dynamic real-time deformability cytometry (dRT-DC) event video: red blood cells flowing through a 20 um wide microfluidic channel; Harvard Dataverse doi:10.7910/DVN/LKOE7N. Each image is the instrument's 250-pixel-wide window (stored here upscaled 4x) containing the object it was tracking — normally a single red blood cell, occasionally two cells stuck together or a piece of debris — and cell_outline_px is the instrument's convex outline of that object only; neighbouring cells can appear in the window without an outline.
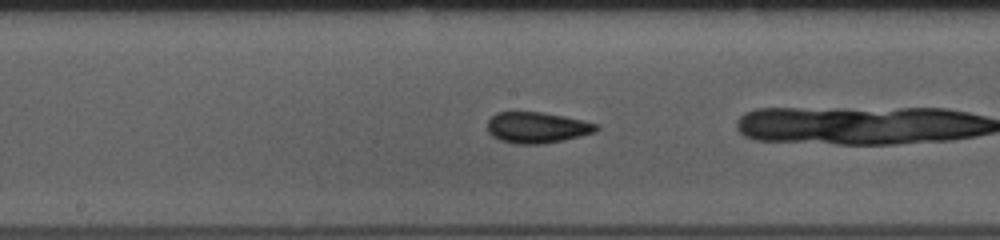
{"species": "common noctule bat (a hibernating species)", "species_latin": "Nyctalus noctula", "temperature_condition": "room temperature", "stored_images_in_passage": 38, "camera_frame_rate_fps": 3000, "um_per_image_px": 0.085, "animal": {"sex": "female", "body_mass_g": 10.0, "forearm_length_mm": 53.1}, "frame": {"image": 1, "passage_image": 24, "time_ms": 7.667, "image_size_px": [1000, 240], "cell_outline_px": [[600, 128], [596, 132], [580, 136], [540, 144], [516, 144], [500, 140], [492, 136], [488, 132], [488, 120], [496, 112], [540, 112], [564, 116], [584, 120], [600, 124]], "centroid_in_image_um": [45.67, 10.83], "position_along_channel_um": 202.5, "area_um2": 19.71}}
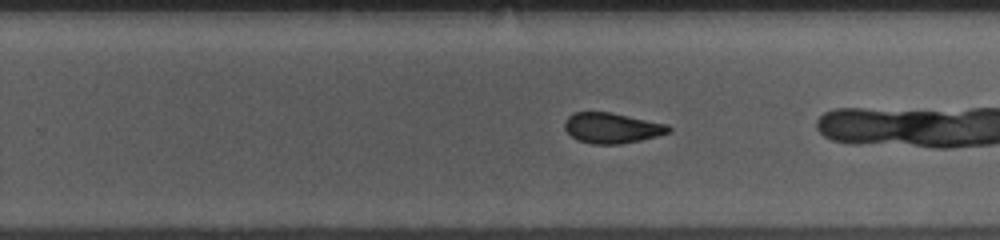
{"frame": {"image": 2, "passage_image": 30, "time_ms": 9.667, "image_size_px": [1000, 240], "cell_outline_px": [[672, 132], [640, 140], [620, 144], [592, 144], [576, 140], [564, 128], [564, 120], [572, 112], [612, 112], [668, 124], [672, 128]], "centroid_in_image_um": [52.01, 10.87], "position_along_channel_um": 277.8, "area_um2": 18.67}}